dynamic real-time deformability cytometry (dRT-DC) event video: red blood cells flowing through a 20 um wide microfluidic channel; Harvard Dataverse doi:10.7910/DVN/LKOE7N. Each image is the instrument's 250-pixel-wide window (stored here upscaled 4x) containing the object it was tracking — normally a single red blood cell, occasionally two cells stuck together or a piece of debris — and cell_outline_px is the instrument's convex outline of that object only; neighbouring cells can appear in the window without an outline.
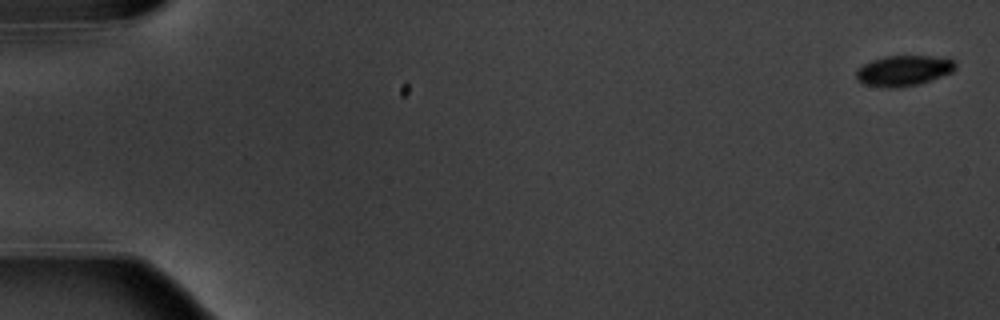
{"species": "common noctule bat (a hibernating species)", "species_latin": "Nyctalus noctula", "temperature_condition": "warm", "stored_images_in_passage": 5, "camera_frame_rate_fps": 3000, "um_per_image_px": 0.085, "animal": {"sex": "male", "body_mass_g": 20.1, "forearm_length_mm": 53.5}, "frame": {"image": 1, "passage_image": 1, "time_ms": 0.0, "image_size_px": [1000, 320], "cell_outline_px": [[956, 68], [952, 72], [920, 84], [896, 88], [884, 88], [864, 84], [856, 80], [856, 72], [864, 64], [872, 60], [884, 56], [932, 56], [956, 60]], "centroid_in_image_um": [76.81, 6.01], "position_along_channel_um": 8.2, "area_um2": 17.74}}
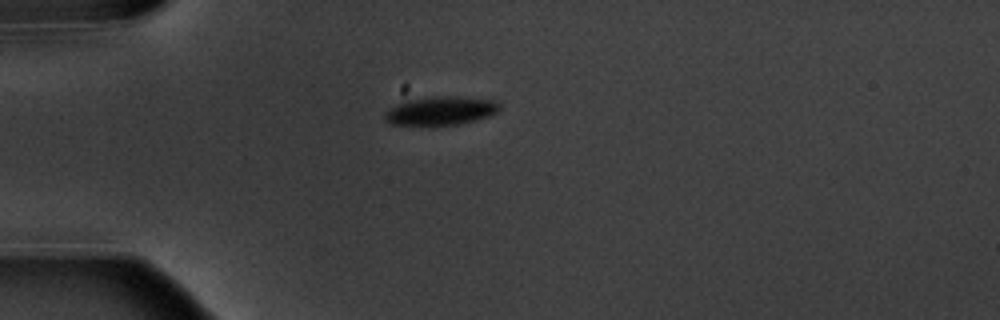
{"frame": {"image": 2, "passage_image": 5, "time_ms": 5.0, "image_size_px": [1000, 320], "cell_outline_px": [[500, 108], [496, 112], [488, 116], [476, 120], [460, 124], [392, 124], [384, 116], [384, 112], [408, 100], [440, 96], [448, 96], [496, 100], [500, 104]], "centroid_in_image_um": [37.53, 9.4], "position_along_channel_um": 47.5, "area_um2": 18.44}}